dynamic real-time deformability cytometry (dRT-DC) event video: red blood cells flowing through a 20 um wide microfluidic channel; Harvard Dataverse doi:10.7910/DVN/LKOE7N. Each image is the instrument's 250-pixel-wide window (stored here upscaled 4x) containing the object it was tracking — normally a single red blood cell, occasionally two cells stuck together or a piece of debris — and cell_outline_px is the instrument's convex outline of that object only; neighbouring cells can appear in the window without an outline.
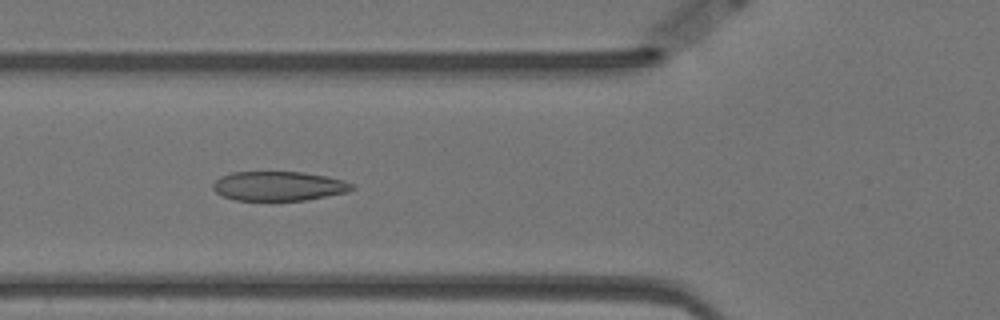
{"species": "Egyptian fruit bat (a non-hibernating species)", "species_latin": "Rousettus aegyptiacus", "temperature_condition": "warm", "stored_images_in_passage": 55, "camera_frame_rate_fps": 3000, "um_per_image_px": 0.085, "animal": {"sex": "female"}, "frame": {"image": 1, "passage_image": 20, "time_ms": 6.333, "image_size_px": [1000, 320], "cell_outline_px": [[356, 188], [348, 192], [304, 200], [236, 200], [224, 196], [216, 192], [212, 188], [212, 184], [220, 176], [232, 172], [304, 172], [344, 180], [352, 184]], "centroid_in_image_um": [23.68, 15.81], "position_along_channel_um": 102.1, "area_um2": 23.7}}
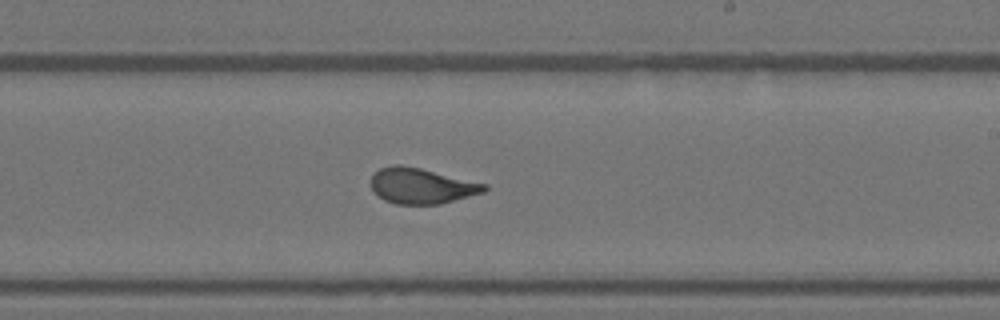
{"frame": {"image": 2, "passage_image": 33, "time_ms": 10.667, "image_size_px": [1000, 320], "cell_outline_px": [[488, 188], [484, 192], [440, 204], [396, 204], [384, 200], [368, 184], [372, 176], [380, 168], [392, 164], [400, 164], [420, 168], [488, 184]], "centroid_in_image_um": [35.82, 15.79], "position_along_channel_um": 253.2, "area_um2": 23.52}}
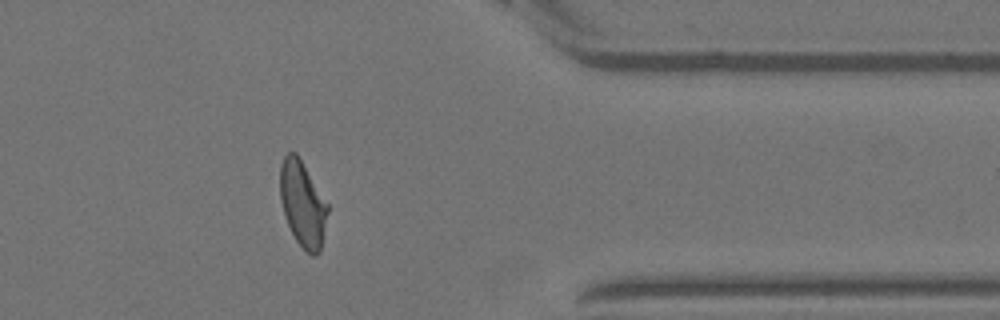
{"frame": {"image": 3, "passage_image": 46, "time_ms": 15.0, "image_size_px": [1000, 320], "cell_outline_px": [[328, 212], [320, 252], [316, 256], [312, 256], [304, 252], [296, 240], [288, 224], [280, 200], [280, 164], [284, 156], [288, 152], [296, 152], [328, 204]], "centroid_in_image_um": [25.72, 17.36], "position_along_channel_um": 385.7, "area_um2": 23.7}, "authors_computed_cell_mechanics": {"area_um2": 24.2182, "velocity_mm_per_s": 3.4816, "shape_relaxation_time_tau1_ms": 3.7163, "shape_relaxation_time_tau2_ms": 0.9959, "deformation_change_tau1": 0.1634, "deformation_change_tau2": 0.0749}}